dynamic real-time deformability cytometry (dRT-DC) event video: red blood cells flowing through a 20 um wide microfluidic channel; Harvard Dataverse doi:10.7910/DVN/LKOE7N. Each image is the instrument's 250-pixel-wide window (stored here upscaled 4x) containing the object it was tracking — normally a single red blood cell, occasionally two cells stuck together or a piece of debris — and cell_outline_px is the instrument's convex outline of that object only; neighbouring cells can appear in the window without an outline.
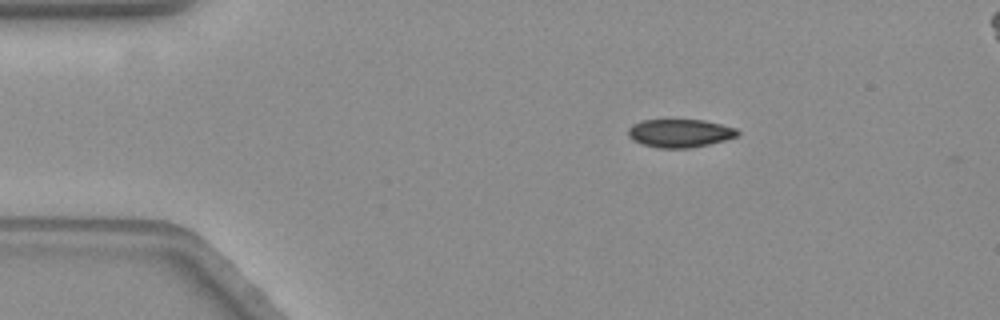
{"species": "common noctule bat (a hibernating species)", "species_latin": "Nyctalus noctula", "temperature_condition": "warm", "stored_images_in_passage": 3, "camera_frame_rate_fps": 3000, "um_per_image_px": 0.085, "animal": {"sex": "female", "body_mass_g": 19.3, "forearm_length_mm": 54.1}, "frame": {"image": 1, "passage_image": 1, "time_ms": 0.0, "image_size_px": [1000, 320], "cell_outline_px": [[740, 132], [736, 136], [724, 140], [692, 148], [656, 148], [640, 144], [632, 140], [628, 136], [628, 128], [632, 124], [644, 120], [704, 120], [736, 128]], "centroid_in_image_um": [57.74, 11.33], "position_along_channel_um": 27.3, "area_um2": 18.03}}